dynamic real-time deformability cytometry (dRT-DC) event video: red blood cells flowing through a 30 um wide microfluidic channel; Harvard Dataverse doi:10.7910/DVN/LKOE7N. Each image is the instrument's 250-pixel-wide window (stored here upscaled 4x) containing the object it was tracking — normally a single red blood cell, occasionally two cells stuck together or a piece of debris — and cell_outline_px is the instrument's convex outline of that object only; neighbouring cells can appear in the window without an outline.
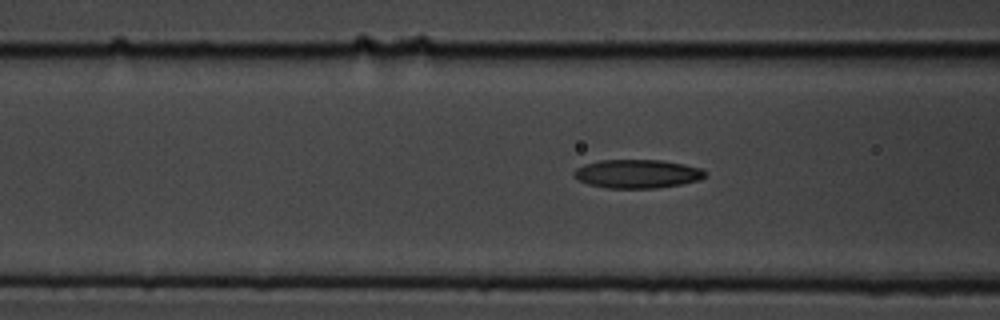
{"species": "common noctule bat (a hibernating species)", "species_latin": "Nyctalus noctula", "temperature_condition": "cold", "stored_images_in_passage": 49, "camera_frame_rate_fps": 3000, "um_per_image_px": 0.085, "animal": {"sex": "male", "body_mass_g": 19.5, "forearm_length_mm": 54.6}, "frame": {"image": 1, "passage_image": 12, "time_ms": 3.667, "image_size_px": [1000, 320], "cell_outline_px": [[708, 172], [700, 180], [680, 184], [652, 188], [604, 188], [588, 184], [572, 176], [572, 172], [576, 168], [584, 164], [600, 160], [660, 160], [684, 164], [704, 168]], "centroid_in_image_um": [54.16, 14.77], "position_along_channel_um": 112.4, "area_um2": 22.02}}
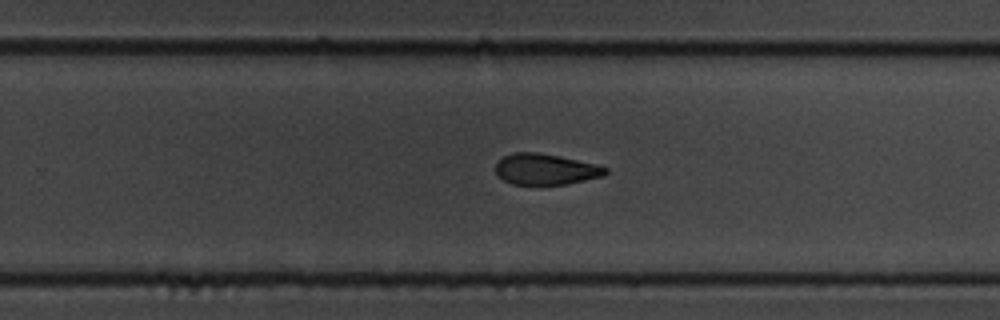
{"frame": {"image": 2, "passage_image": 27, "time_ms": 8.667, "image_size_px": [1000, 320], "cell_outline_px": [[608, 172], [604, 176], [564, 184], [540, 188], [512, 184], [496, 176], [496, 160], [512, 152], [536, 152], [596, 164], [608, 168]], "centroid_in_image_um": [46.31, 14.43], "position_along_channel_um": 283.5, "area_um2": 20.46}}
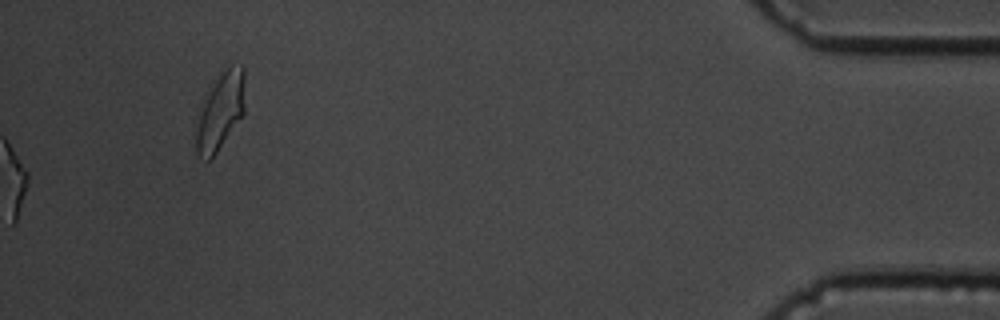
{"frame": {"image": 3, "passage_image": 49, "time_ms": 16.0, "image_size_px": [1000, 320], "cell_outline_px": [[244, 112], [216, 152], [208, 160], [196, 152], [196, 128], [204, 92], [212, 80], [228, 60], [244, 68]], "centroid_in_image_um": [18.72, 9.27], "position_along_channel_um": 416.5, "area_um2": 22.43}, "authors_computed_cell_mechanics": {"area_um2": 21.2126, "velocity_mm_per_s": 3.4268, "shape_relaxation_time_tau1_ms": 6.0633, "shape_relaxation_time_tau2_ms": 7.3877, "deformation_change_tau1": 0.1558, "deformation_change_tau2": 0.1357}}